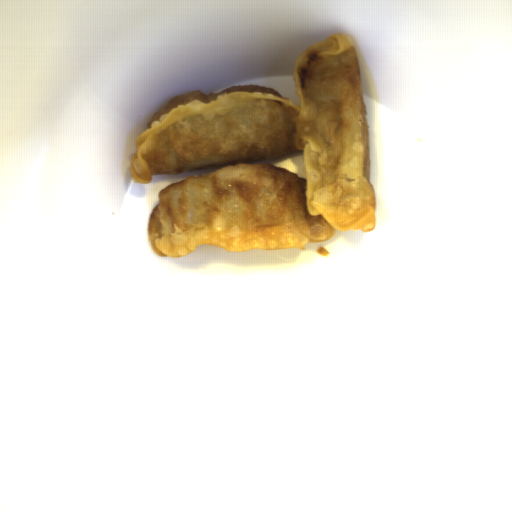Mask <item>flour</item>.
I'll return each instance as SVG.
<instances>
[{"label":"flour","mask_w":512,"mask_h":512,"mask_svg":"<svg viewBox=\"0 0 512 512\" xmlns=\"http://www.w3.org/2000/svg\"><path fill=\"white\" fill-rule=\"evenodd\" d=\"M292 79L301 107L267 86L196 90L171 99L135 137L129 170L138 183L221 166L160 190L147 223L158 256L181 258L199 245L306 251L336 230L376 229L368 112L350 35L308 46ZM296 150H303L306 180L251 162Z\"/></svg>","instance_id":"obj_1"}]
</instances>
